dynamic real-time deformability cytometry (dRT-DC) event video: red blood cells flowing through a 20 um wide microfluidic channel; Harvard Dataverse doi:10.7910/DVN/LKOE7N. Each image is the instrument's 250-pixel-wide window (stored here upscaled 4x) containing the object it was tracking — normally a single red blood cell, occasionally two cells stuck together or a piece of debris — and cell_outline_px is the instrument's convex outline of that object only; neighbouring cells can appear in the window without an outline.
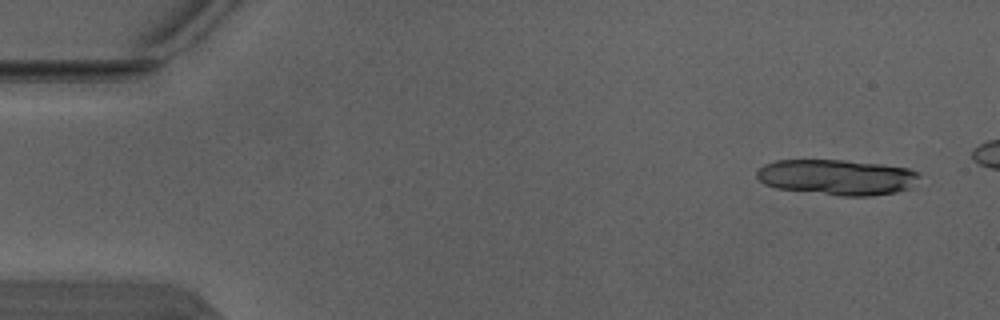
{"species": "Egyptian fruit bat (a non-hibernating species)", "species_latin": "Rousettus aegyptiacus", "temperature_condition": "warm", "stored_images_in_passage": 5, "segment_of_instrument_passage": [1, 2], "camera_frame_rate_fps": 3000, "um_per_image_px": 0.085, "animal": {"sex": "male"}, "frame": {"image": 1, "passage_image": 1, "time_ms": 0.0, "image_size_px": [1000, 320], "cell_outline_px": [[920, 176], [912, 188], [896, 192], [868, 196], [840, 196], [776, 188], [764, 184], [756, 176], [756, 172], [764, 164], [776, 160], [844, 160], [880, 164], [908, 168], [916, 172]], "centroid_in_image_um": [71.14, 15.06], "position_along_channel_um": 13.9, "area_um2": 33.76}}